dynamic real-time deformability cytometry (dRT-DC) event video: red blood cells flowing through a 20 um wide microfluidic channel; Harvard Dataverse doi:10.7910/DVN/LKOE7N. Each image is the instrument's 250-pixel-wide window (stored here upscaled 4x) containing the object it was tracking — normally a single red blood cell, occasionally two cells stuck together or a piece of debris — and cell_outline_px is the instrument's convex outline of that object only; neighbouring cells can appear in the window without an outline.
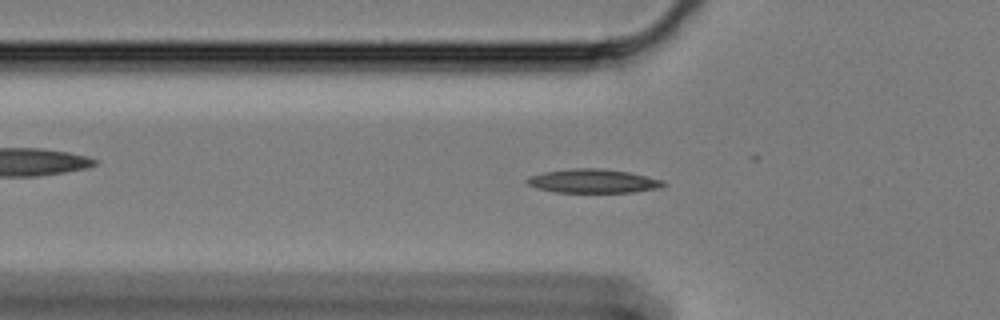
{"species": "Egyptian fruit bat (a non-hibernating species)", "species_latin": "Rousettus aegyptiacus", "temperature_condition": "cold", "stored_images_in_passage": 43, "camera_frame_rate_fps": 3000, "um_per_image_px": 0.085, "animal": {"sex": "female"}, "frame": {"image": 1, "passage_image": 2, "time_ms": 0.333, "image_size_px": [1000, 320], "cell_outline_px": [[668, 184], [660, 188], [632, 192], [552, 192], [536, 188], [528, 184], [524, 180], [528, 176], [544, 172], [572, 168], [596, 168], [628, 172], [664, 180]], "centroid_in_image_um": [50.39, 15.39], "position_along_channel_um": 75.4, "area_um2": 19.02}}
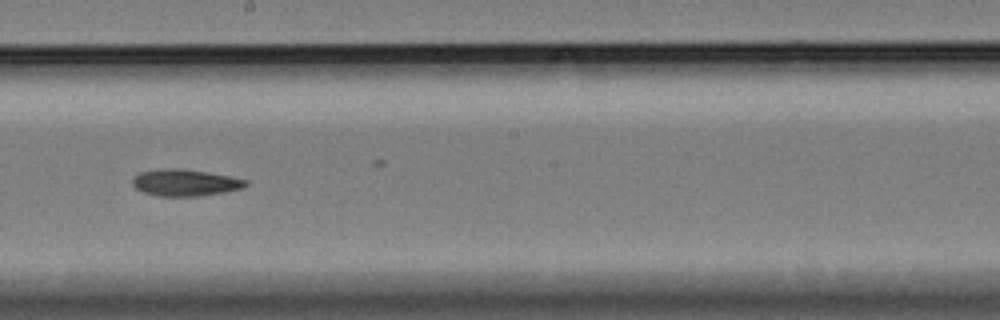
{"frame": {"image": 2, "passage_image": 16, "time_ms": 5.0, "image_size_px": [1000, 320], "cell_outline_px": [[248, 184], [244, 188], [224, 192], [200, 196], [156, 196], [144, 192], [136, 188], [132, 184], [132, 180], [140, 172], [164, 168], [176, 168], [204, 172], [228, 176], [248, 180]], "centroid_in_image_um": [15.74, 15.53], "position_along_channel_um": 232.5, "area_um2": 17.46}}
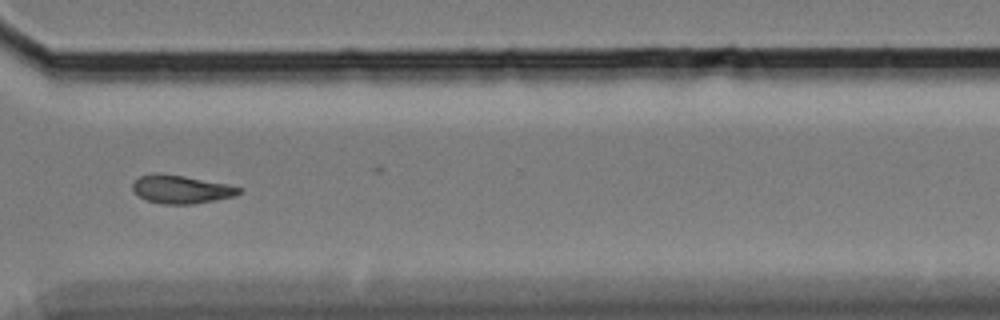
{"frame": {"image": 3, "passage_image": 27, "time_ms": 8.667, "image_size_px": [1000, 320], "cell_outline_px": [[244, 188], [240, 192], [232, 196], [216, 200], [192, 204], [160, 204], [148, 200], [140, 196], [132, 188], [132, 184], [140, 176], [184, 176], [228, 184]], "centroid_in_image_um": [15.47, 16.13], "position_along_channel_um": 355.1, "area_um2": 16.76}}